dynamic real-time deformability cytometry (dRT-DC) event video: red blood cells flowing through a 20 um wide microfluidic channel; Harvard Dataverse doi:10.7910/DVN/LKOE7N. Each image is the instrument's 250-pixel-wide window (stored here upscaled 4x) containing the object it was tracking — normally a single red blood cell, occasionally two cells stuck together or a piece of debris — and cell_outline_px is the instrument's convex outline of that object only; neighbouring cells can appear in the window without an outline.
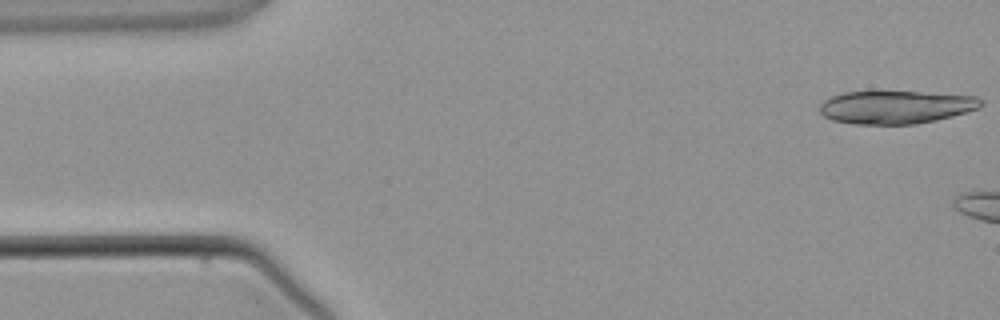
{"species": "common noctule bat (a hibernating species)", "species_latin": "Nyctalus noctula", "temperature_condition": "warm", "stored_images_in_passage": 2, "camera_frame_rate_fps": 3000, "um_per_image_px": 0.085, "animal": {"sex": "male", "body_mass_g": 21.5, "forearm_length_mm": 52.0}, "frame": {"image": 1, "passage_image": 1, "time_ms": 0.0, "image_size_px": [1000, 320], "cell_outline_px": [[984, 104], [980, 108], [952, 116], [936, 120], [916, 124], [852, 124], [832, 120], [824, 116], [820, 112], [820, 104], [824, 100], [832, 96], [844, 92], [916, 92], [976, 96], [984, 100]], "centroid_in_image_um": [76.16, 9.11], "position_along_channel_um": 8.8, "area_um2": 31.04}}